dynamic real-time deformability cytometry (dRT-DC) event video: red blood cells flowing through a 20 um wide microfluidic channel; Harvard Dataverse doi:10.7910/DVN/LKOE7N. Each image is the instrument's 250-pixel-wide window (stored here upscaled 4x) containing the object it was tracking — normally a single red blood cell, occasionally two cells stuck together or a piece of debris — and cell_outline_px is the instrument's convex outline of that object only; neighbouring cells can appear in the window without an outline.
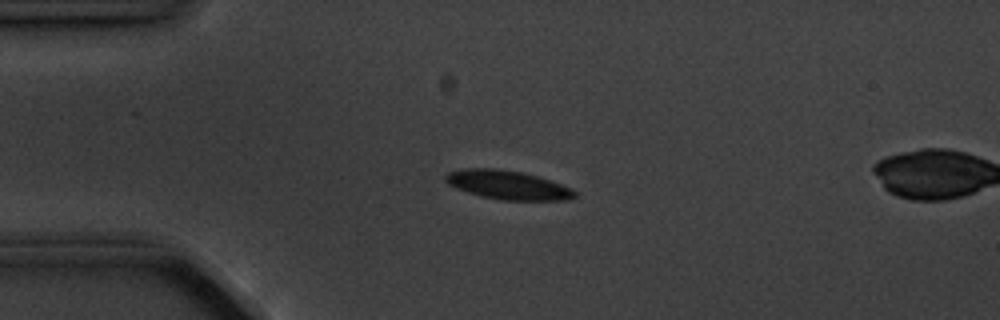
{"species": "common noctule bat (a hibernating species)", "species_latin": "Nyctalus noctula", "temperature_condition": "cold", "stored_images_in_passage": 3, "camera_frame_rate_fps": 3000, "um_per_image_px": 0.085, "animal": {"sex": "male", "body_mass_g": 20.1, "forearm_length_mm": 53.5}, "frame": {"image": 1, "passage_image": 1, "time_ms": 0.0, "image_size_px": [1000, 320], "cell_outline_px": [[576, 196], [568, 200], [500, 200], [480, 196], [456, 188], [448, 184], [444, 180], [444, 176], [448, 172], [464, 168], [492, 168], [520, 172], [536, 176], [572, 188], [576, 192]], "centroid_in_image_um": [43.12, 15.73], "position_along_channel_um": 41.9, "area_um2": 21.62}}